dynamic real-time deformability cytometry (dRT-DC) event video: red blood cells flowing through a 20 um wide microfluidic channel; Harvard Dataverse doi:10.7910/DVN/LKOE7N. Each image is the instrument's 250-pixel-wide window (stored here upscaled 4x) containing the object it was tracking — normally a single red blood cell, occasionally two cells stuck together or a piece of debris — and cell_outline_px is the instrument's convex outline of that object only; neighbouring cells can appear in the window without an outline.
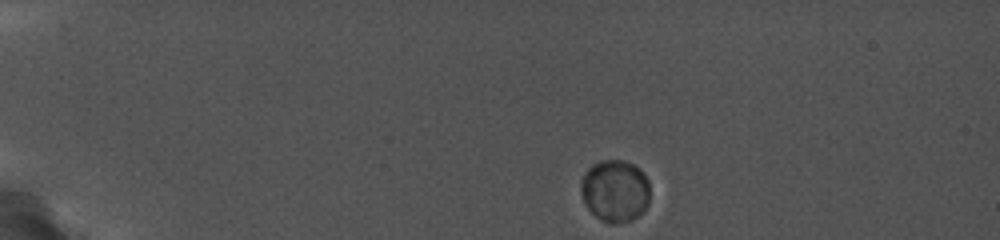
{"species": "common noctule bat (a hibernating species)", "species_latin": "Nyctalus noctula", "temperature_condition": "cold", "stored_images_in_passage": 5, "camera_frame_rate_fps": 5000, "um_per_image_px": 0.085, "animal": {"sex": "female", "body_mass_g": 19.0, "forearm_length_mm": 56.7}, "frame": {"image": 1, "passage_image": 1, "time_ms": 0.0, "image_size_px": [1000, 240], "cell_outline_px": [[648, 204], [644, 212], [632, 220], [616, 224], [608, 224], [600, 220], [588, 208], [580, 192], [580, 180], [584, 172], [592, 164], [600, 160], [620, 160], [632, 164], [640, 168], [644, 172], [648, 180]], "centroid_in_image_um": [52.27, 16.22], "position_along_channel_um": 32.7, "area_um2": 25.37}}
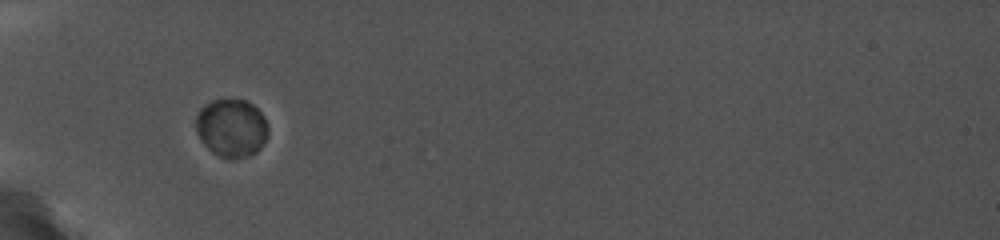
{"frame": {"image": 2, "passage_image": 4, "time_ms": 3.2, "image_size_px": [1000, 240], "cell_outline_px": [[268, 136], [264, 144], [256, 152], [248, 156], [232, 160], [228, 160], [212, 152], [200, 140], [196, 132], [196, 116], [200, 108], [204, 104], [212, 100], [244, 100], [252, 104], [264, 116], [268, 124]], "centroid_in_image_um": [19.68, 10.9], "position_along_channel_um": 65.3, "area_um2": 24.8}}